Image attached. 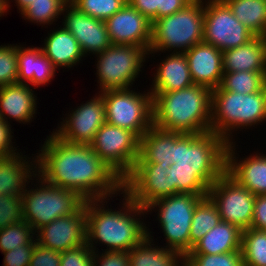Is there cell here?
<instances>
[{"instance_id": "cell-26", "label": "cell", "mask_w": 266, "mask_h": 266, "mask_svg": "<svg viewBox=\"0 0 266 266\" xmlns=\"http://www.w3.org/2000/svg\"><path fill=\"white\" fill-rule=\"evenodd\" d=\"M41 49L58 70L71 68L85 57L76 38L64 27L48 33Z\"/></svg>"}, {"instance_id": "cell-24", "label": "cell", "mask_w": 266, "mask_h": 266, "mask_svg": "<svg viewBox=\"0 0 266 266\" xmlns=\"http://www.w3.org/2000/svg\"><path fill=\"white\" fill-rule=\"evenodd\" d=\"M223 73L266 72V37L255 36L248 43L222 52Z\"/></svg>"}, {"instance_id": "cell-44", "label": "cell", "mask_w": 266, "mask_h": 266, "mask_svg": "<svg viewBox=\"0 0 266 266\" xmlns=\"http://www.w3.org/2000/svg\"><path fill=\"white\" fill-rule=\"evenodd\" d=\"M251 228L266 231V195L255 196Z\"/></svg>"}, {"instance_id": "cell-42", "label": "cell", "mask_w": 266, "mask_h": 266, "mask_svg": "<svg viewBox=\"0 0 266 266\" xmlns=\"http://www.w3.org/2000/svg\"><path fill=\"white\" fill-rule=\"evenodd\" d=\"M60 252L43 247L36 242L29 266H60Z\"/></svg>"}, {"instance_id": "cell-41", "label": "cell", "mask_w": 266, "mask_h": 266, "mask_svg": "<svg viewBox=\"0 0 266 266\" xmlns=\"http://www.w3.org/2000/svg\"><path fill=\"white\" fill-rule=\"evenodd\" d=\"M35 247L36 239L29 245L18 246L4 252L3 266H29Z\"/></svg>"}, {"instance_id": "cell-9", "label": "cell", "mask_w": 266, "mask_h": 266, "mask_svg": "<svg viewBox=\"0 0 266 266\" xmlns=\"http://www.w3.org/2000/svg\"><path fill=\"white\" fill-rule=\"evenodd\" d=\"M104 99L106 123L132 131L139 139L153 125L152 94L130 89L100 92Z\"/></svg>"}, {"instance_id": "cell-37", "label": "cell", "mask_w": 266, "mask_h": 266, "mask_svg": "<svg viewBox=\"0 0 266 266\" xmlns=\"http://www.w3.org/2000/svg\"><path fill=\"white\" fill-rule=\"evenodd\" d=\"M185 266H244L241 251L222 254H186Z\"/></svg>"}, {"instance_id": "cell-34", "label": "cell", "mask_w": 266, "mask_h": 266, "mask_svg": "<svg viewBox=\"0 0 266 266\" xmlns=\"http://www.w3.org/2000/svg\"><path fill=\"white\" fill-rule=\"evenodd\" d=\"M66 5L64 0H34L20 14H22L24 20L27 19L44 26L57 21L59 15L63 14Z\"/></svg>"}, {"instance_id": "cell-33", "label": "cell", "mask_w": 266, "mask_h": 266, "mask_svg": "<svg viewBox=\"0 0 266 266\" xmlns=\"http://www.w3.org/2000/svg\"><path fill=\"white\" fill-rule=\"evenodd\" d=\"M244 266H266V231L249 228L241 234Z\"/></svg>"}, {"instance_id": "cell-27", "label": "cell", "mask_w": 266, "mask_h": 266, "mask_svg": "<svg viewBox=\"0 0 266 266\" xmlns=\"http://www.w3.org/2000/svg\"><path fill=\"white\" fill-rule=\"evenodd\" d=\"M174 159V132L151 126L140 138L139 157L135 163H159L171 166Z\"/></svg>"}, {"instance_id": "cell-6", "label": "cell", "mask_w": 266, "mask_h": 266, "mask_svg": "<svg viewBox=\"0 0 266 266\" xmlns=\"http://www.w3.org/2000/svg\"><path fill=\"white\" fill-rule=\"evenodd\" d=\"M203 30L204 0H193L178 12L152 22L148 55L169 50L185 53L203 42Z\"/></svg>"}, {"instance_id": "cell-22", "label": "cell", "mask_w": 266, "mask_h": 266, "mask_svg": "<svg viewBox=\"0 0 266 266\" xmlns=\"http://www.w3.org/2000/svg\"><path fill=\"white\" fill-rule=\"evenodd\" d=\"M26 157L19 152L11 156L0 157V196L22 197L30 180H34L32 176L33 178L37 176V159L33 157L35 160L30 162Z\"/></svg>"}, {"instance_id": "cell-12", "label": "cell", "mask_w": 266, "mask_h": 266, "mask_svg": "<svg viewBox=\"0 0 266 266\" xmlns=\"http://www.w3.org/2000/svg\"><path fill=\"white\" fill-rule=\"evenodd\" d=\"M204 6V43L223 52L244 45L255 37L236 19L223 0H205Z\"/></svg>"}, {"instance_id": "cell-23", "label": "cell", "mask_w": 266, "mask_h": 266, "mask_svg": "<svg viewBox=\"0 0 266 266\" xmlns=\"http://www.w3.org/2000/svg\"><path fill=\"white\" fill-rule=\"evenodd\" d=\"M18 83L33 87L45 86L54 78L56 67L46 57L40 47L17 45Z\"/></svg>"}, {"instance_id": "cell-15", "label": "cell", "mask_w": 266, "mask_h": 266, "mask_svg": "<svg viewBox=\"0 0 266 266\" xmlns=\"http://www.w3.org/2000/svg\"><path fill=\"white\" fill-rule=\"evenodd\" d=\"M98 94L68 113L53 133L71 144L90 145L96 132L106 123L104 99L100 92Z\"/></svg>"}, {"instance_id": "cell-13", "label": "cell", "mask_w": 266, "mask_h": 266, "mask_svg": "<svg viewBox=\"0 0 266 266\" xmlns=\"http://www.w3.org/2000/svg\"><path fill=\"white\" fill-rule=\"evenodd\" d=\"M207 196L216 205L221 221L233 224L242 231L251 227L255 195L227 172L209 187Z\"/></svg>"}, {"instance_id": "cell-7", "label": "cell", "mask_w": 266, "mask_h": 266, "mask_svg": "<svg viewBox=\"0 0 266 266\" xmlns=\"http://www.w3.org/2000/svg\"><path fill=\"white\" fill-rule=\"evenodd\" d=\"M38 186L22 195L23 220L35 231L58 217L80 212L86 199L78 192L50 185L37 175Z\"/></svg>"}, {"instance_id": "cell-28", "label": "cell", "mask_w": 266, "mask_h": 266, "mask_svg": "<svg viewBox=\"0 0 266 266\" xmlns=\"http://www.w3.org/2000/svg\"><path fill=\"white\" fill-rule=\"evenodd\" d=\"M241 234L237 226L220 221L187 254H222L241 251Z\"/></svg>"}, {"instance_id": "cell-30", "label": "cell", "mask_w": 266, "mask_h": 266, "mask_svg": "<svg viewBox=\"0 0 266 266\" xmlns=\"http://www.w3.org/2000/svg\"><path fill=\"white\" fill-rule=\"evenodd\" d=\"M236 19L255 36L266 37L265 0H223Z\"/></svg>"}, {"instance_id": "cell-50", "label": "cell", "mask_w": 266, "mask_h": 266, "mask_svg": "<svg viewBox=\"0 0 266 266\" xmlns=\"http://www.w3.org/2000/svg\"><path fill=\"white\" fill-rule=\"evenodd\" d=\"M76 0H64L67 5H72Z\"/></svg>"}, {"instance_id": "cell-1", "label": "cell", "mask_w": 266, "mask_h": 266, "mask_svg": "<svg viewBox=\"0 0 266 266\" xmlns=\"http://www.w3.org/2000/svg\"><path fill=\"white\" fill-rule=\"evenodd\" d=\"M35 157L39 177L86 200L111 198L122 191V179L89 145L71 144L52 133Z\"/></svg>"}, {"instance_id": "cell-40", "label": "cell", "mask_w": 266, "mask_h": 266, "mask_svg": "<svg viewBox=\"0 0 266 266\" xmlns=\"http://www.w3.org/2000/svg\"><path fill=\"white\" fill-rule=\"evenodd\" d=\"M60 266H93L94 252L87 245L60 252Z\"/></svg>"}, {"instance_id": "cell-39", "label": "cell", "mask_w": 266, "mask_h": 266, "mask_svg": "<svg viewBox=\"0 0 266 266\" xmlns=\"http://www.w3.org/2000/svg\"><path fill=\"white\" fill-rule=\"evenodd\" d=\"M23 220L22 197L0 196V230Z\"/></svg>"}, {"instance_id": "cell-32", "label": "cell", "mask_w": 266, "mask_h": 266, "mask_svg": "<svg viewBox=\"0 0 266 266\" xmlns=\"http://www.w3.org/2000/svg\"><path fill=\"white\" fill-rule=\"evenodd\" d=\"M221 221L216 205L206 196L197 205L190 228L191 249Z\"/></svg>"}, {"instance_id": "cell-43", "label": "cell", "mask_w": 266, "mask_h": 266, "mask_svg": "<svg viewBox=\"0 0 266 266\" xmlns=\"http://www.w3.org/2000/svg\"><path fill=\"white\" fill-rule=\"evenodd\" d=\"M99 254L94 252L93 266H129L128 252L125 251H103Z\"/></svg>"}, {"instance_id": "cell-10", "label": "cell", "mask_w": 266, "mask_h": 266, "mask_svg": "<svg viewBox=\"0 0 266 266\" xmlns=\"http://www.w3.org/2000/svg\"><path fill=\"white\" fill-rule=\"evenodd\" d=\"M148 51L133 45L112 44L97 53L96 70L100 91L131 89L146 62Z\"/></svg>"}, {"instance_id": "cell-19", "label": "cell", "mask_w": 266, "mask_h": 266, "mask_svg": "<svg viewBox=\"0 0 266 266\" xmlns=\"http://www.w3.org/2000/svg\"><path fill=\"white\" fill-rule=\"evenodd\" d=\"M194 84L211 90L218 88L223 77L222 51L213 45L201 42L185 53Z\"/></svg>"}, {"instance_id": "cell-3", "label": "cell", "mask_w": 266, "mask_h": 266, "mask_svg": "<svg viewBox=\"0 0 266 266\" xmlns=\"http://www.w3.org/2000/svg\"><path fill=\"white\" fill-rule=\"evenodd\" d=\"M121 194L123 210L106 209L105 202L107 205L106 200L110 198L86 201V244L93 252H96L94 245L100 242L107 245L105 251L129 252L147 237L148 227L140 220L141 215L147 214L146 208L135 203L123 190Z\"/></svg>"}, {"instance_id": "cell-46", "label": "cell", "mask_w": 266, "mask_h": 266, "mask_svg": "<svg viewBox=\"0 0 266 266\" xmlns=\"http://www.w3.org/2000/svg\"><path fill=\"white\" fill-rule=\"evenodd\" d=\"M127 2L151 23L158 20V0H127Z\"/></svg>"}, {"instance_id": "cell-47", "label": "cell", "mask_w": 266, "mask_h": 266, "mask_svg": "<svg viewBox=\"0 0 266 266\" xmlns=\"http://www.w3.org/2000/svg\"><path fill=\"white\" fill-rule=\"evenodd\" d=\"M193 0H158V19L185 8Z\"/></svg>"}, {"instance_id": "cell-16", "label": "cell", "mask_w": 266, "mask_h": 266, "mask_svg": "<svg viewBox=\"0 0 266 266\" xmlns=\"http://www.w3.org/2000/svg\"><path fill=\"white\" fill-rule=\"evenodd\" d=\"M35 233L37 244L58 252L86 244V203L80 212L58 217Z\"/></svg>"}, {"instance_id": "cell-29", "label": "cell", "mask_w": 266, "mask_h": 266, "mask_svg": "<svg viewBox=\"0 0 266 266\" xmlns=\"http://www.w3.org/2000/svg\"><path fill=\"white\" fill-rule=\"evenodd\" d=\"M148 230L147 237L128 252L129 266H184V255L165 246L154 247L152 232Z\"/></svg>"}, {"instance_id": "cell-18", "label": "cell", "mask_w": 266, "mask_h": 266, "mask_svg": "<svg viewBox=\"0 0 266 266\" xmlns=\"http://www.w3.org/2000/svg\"><path fill=\"white\" fill-rule=\"evenodd\" d=\"M63 15V27L76 38L85 56L103 52L112 45L104 20L86 15L73 5H66Z\"/></svg>"}, {"instance_id": "cell-38", "label": "cell", "mask_w": 266, "mask_h": 266, "mask_svg": "<svg viewBox=\"0 0 266 266\" xmlns=\"http://www.w3.org/2000/svg\"><path fill=\"white\" fill-rule=\"evenodd\" d=\"M18 83L17 44L0 46V87Z\"/></svg>"}, {"instance_id": "cell-21", "label": "cell", "mask_w": 266, "mask_h": 266, "mask_svg": "<svg viewBox=\"0 0 266 266\" xmlns=\"http://www.w3.org/2000/svg\"><path fill=\"white\" fill-rule=\"evenodd\" d=\"M28 84L14 83L0 87V119L30 123L37 110V99ZM7 115V116H6ZM8 117V118H7Z\"/></svg>"}, {"instance_id": "cell-36", "label": "cell", "mask_w": 266, "mask_h": 266, "mask_svg": "<svg viewBox=\"0 0 266 266\" xmlns=\"http://www.w3.org/2000/svg\"><path fill=\"white\" fill-rule=\"evenodd\" d=\"M126 3L127 0H76L72 5L86 15L105 21Z\"/></svg>"}, {"instance_id": "cell-35", "label": "cell", "mask_w": 266, "mask_h": 266, "mask_svg": "<svg viewBox=\"0 0 266 266\" xmlns=\"http://www.w3.org/2000/svg\"><path fill=\"white\" fill-rule=\"evenodd\" d=\"M35 230L24 220L0 230V251H11L34 241Z\"/></svg>"}, {"instance_id": "cell-45", "label": "cell", "mask_w": 266, "mask_h": 266, "mask_svg": "<svg viewBox=\"0 0 266 266\" xmlns=\"http://www.w3.org/2000/svg\"><path fill=\"white\" fill-rule=\"evenodd\" d=\"M12 133L10 123L0 119V157L16 154L17 148L12 146L13 142L11 141Z\"/></svg>"}, {"instance_id": "cell-49", "label": "cell", "mask_w": 266, "mask_h": 266, "mask_svg": "<svg viewBox=\"0 0 266 266\" xmlns=\"http://www.w3.org/2000/svg\"><path fill=\"white\" fill-rule=\"evenodd\" d=\"M10 0H0V17L7 13L8 8H10Z\"/></svg>"}, {"instance_id": "cell-14", "label": "cell", "mask_w": 266, "mask_h": 266, "mask_svg": "<svg viewBox=\"0 0 266 266\" xmlns=\"http://www.w3.org/2000/svg\"><path fill=\"white\" fill-rule=\"evenodd\" d=\"M170 166L159 163H135L122 180V190L141 207L170 196Z\"/></svg>"}, {"instance_id": "cell-5", "label": "cell", "mask_w": 266, "mask_h": 266, "mask_svg": "<svg viewBox=\"0 0 266 266\" xmlns=\"http://www.w3.org/2000/svg\"><path fill=\"white\" fill-rule=\"evenodd\" d=\"M263 121H266V86L253 94L212 90L211 131L228 143L233 142V131L249 129Z\"/></svg>"}, {"instance_id": "cell-31", "label": "cell", "mask_w": 266, "mask_h": 266, "mask_svg": "<svg viewBox=\"0 0 266 266\" xmlns=\"http://www.w3.org/2000/svg\"><path fill=\"white\" fill-rule=\"evenodd\" d=\"M266 86V72L238 71L223 73L221 84L213 90L253 94Z\"/></svg>"}, {"instance_id": "cell-8", "label": "cell", "mask_w": 266, "mask_h": 266, "mask_svg": "<svg viewBox=\"0 0 266 266\" xmlns=\"http://www.w3.org/2000/svg\"><path fill=\"white\" fill-rule=\"evenodd\" d=\"M204 197L180 193L159 199L146 207V212L159 208L156 210L157 219L166 237L167 249L176 250L184 256L191 251V222L196 205Z\"/></svg>"}, {"instance_id": "cell-11", "label": "cell", "mask_w": 266, "mask_h": 266, "mask_svg": "<svg viewBox=\"0 0 266 266\" xmlns=\"http://www.w3.org/2000/svg\"><path fill=\"white\" fill-rule=\"evenodd\" d=\"M89 146L123 180L139 157L140 139L132 131L105 123Z\"/></svg>"}, {"instance_id": "cell-2", "label": "cell", "mask_w": 266, "mask_h": 266, "mask_svg": "<svg viewBox=\"0 0 266 266\" xmlns=\"http://www.w3.org/2000/svg\"><path fill=\"white\" fill-rule=\"evenodd\" d=\"M228 142L215 132H174V159L168 170L170 196H207L209 187L226 172Z\"/></svg>"}, {"instance_id": "cell-25", "label": "cell", "mask_w": 266, "mask_h": 266, "mask_svg": "<svg viewBox=\"0 0 266 266\" xmlns=\"http://www.w3.org/2000/svg\"><path fill=\"white\" fill-rule=\"evenodd\" d=\"M158 66L149 91L151 94L178 91L194 84L184 53L172 52Z\"/></svg>"}, {"instance_id": "cell-17", "label": "cell", "mask_w": 266, "mask_h": 266, "mask_svg": "<svg viewBox=\"0 0 266 266\" xmlns=\"http://www.w3.org/2000/svg\"><path fill=\"white\" fill-rule=\"evenodd\" d=\"M105 24L111 44L133 45L149 51L152 23L128 2Z\"/></svg>"}, {"instance_id": "cell-4", "label": "cell", "mask_w": 266, "mask_h": 266, "mask_svg": "<svg viewBox=\"0 0 266 266\" xmlns=\"http://www.w3.org/2000/svg\"><path fill=\"white\" fill-rule=\"evenodd\" d=\"M153 126L169 132L211 131L212 90L193 84L172 92L152 93Z\"/></svg>"}, {"instance_id": "cell-20", "label": "cell", "mask_w": 266, "mask_h": 266, "mask_svg": "<svg viewBox=\"0 0 266 266\" xmlns=\"http://www.w3.org/2000/svg\"><path fill=\"white\" fill-rule=\"evenodd\" d=\"M234 143L227 146L226 172L253 195H266V155L256 153L240 161Z\"/></svg>"}, {"instance_id": "cell-48", "label": "cell", "mask_w": 266, "mask_h": 266, "mask_svg": "<svg viewBox=\"0 0 266 266\" xmlns=\"http://www.w3.org/2000/svg\"><path fill=\"white\" fill-rule=\"evenodd\" d=\"M17 8L19 10V13L26 9V7L32 3L34 0H14Z\"/></svg>"}]
</instances>
